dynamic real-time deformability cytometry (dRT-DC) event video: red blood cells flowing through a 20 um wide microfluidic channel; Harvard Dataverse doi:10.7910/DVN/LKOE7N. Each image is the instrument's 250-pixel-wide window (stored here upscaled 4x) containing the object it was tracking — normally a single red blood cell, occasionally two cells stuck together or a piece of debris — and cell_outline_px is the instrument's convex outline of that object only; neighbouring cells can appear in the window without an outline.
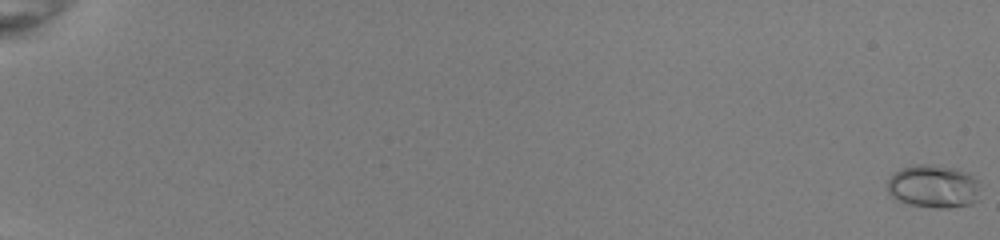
{"species": "common noctule bat (a hibernating species)", "species_latin": "Nyctalus noctula", "temperature_condition": "room temperature", "stored_images_in_passage": 12, "camera_frame_rate_fps": 3000, "um_per_image_px": 0.085, "animal": {"sex": "female", "body_mass_g": 22.0, "forearm_length_mm": 56.7}, "frame": {"image": 1, "passage_image": 1, "time_ms": 0.0, "image_size_px": [1000, 240], "cell_outline_px": [[976, 200], [972, 204], [948, 208], [936, 208], [908, 204], [892, 196], [888, 192], [888, 180], [896, 172], [904, 168], [916, 164], [928, 164], [956, 168], [968, 172], [976, 180]], "centroid_in_image_um": [79.33, 15.84], "position_along_channel_um": 5.7, "area_um2": 22.89}}